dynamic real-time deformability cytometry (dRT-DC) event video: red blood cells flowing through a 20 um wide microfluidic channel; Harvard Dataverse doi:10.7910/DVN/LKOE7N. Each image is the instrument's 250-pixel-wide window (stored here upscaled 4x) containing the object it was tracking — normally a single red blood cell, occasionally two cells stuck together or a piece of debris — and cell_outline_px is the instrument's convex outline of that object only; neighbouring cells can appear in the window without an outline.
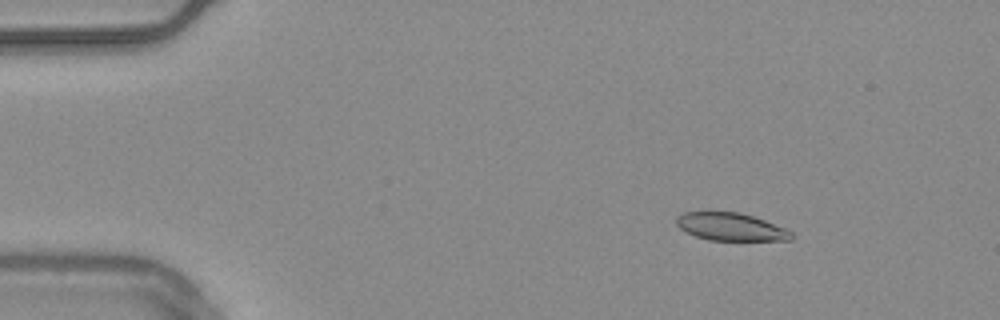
{"species": "common noctule bat (a hibernating species)", "species_latin": "Nyctalus noctula", "temperature_condition": "warm", "stored_images_in_passage": 54, "camera_frame_rate_fps": 3000, "um_per_image_px": 0.085, "animal": {"sex": "male", "body_mass_g": 20.4}, "frame": {"image": 1, "passage_image": 7, "time_ms": 2.0, "image_size_px": [1000, 320], "cell_outline_px": [[792, 240], [708, 240], [696, 236], [680, 228], [676, 224], [676, 216], [684, 212], [708, 208], [740, 212], [764, 220], [784, 228], [792, 232]], "centroid_in_image_um": [62.02, 19.22], "position_along_channel_um": 23.0, "area_um2": 19.19}}
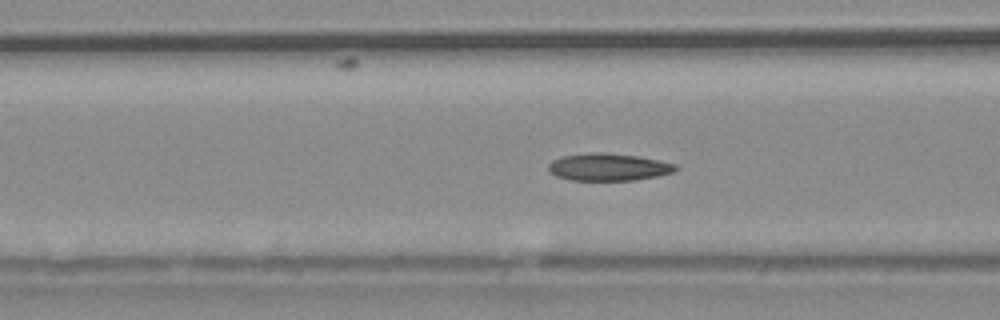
{"frame": {"image": 2, "passage_image": 21, "time_ms": 6.667, "image_size_px": [1000, 320], "cell_outline_px": [[680, 168], [672, 172], [656, 176], [636, 180], [572, 180], [556, 176], [548, 172], [548, 164], [552, 160], [564, 156], [592, 152], [604, 152], [636, 156], [676, 164]], "centroid_in_image_um": [51.69, 14.2], "position_along_channel_um": 114.9, "area_um2": 20.17}}
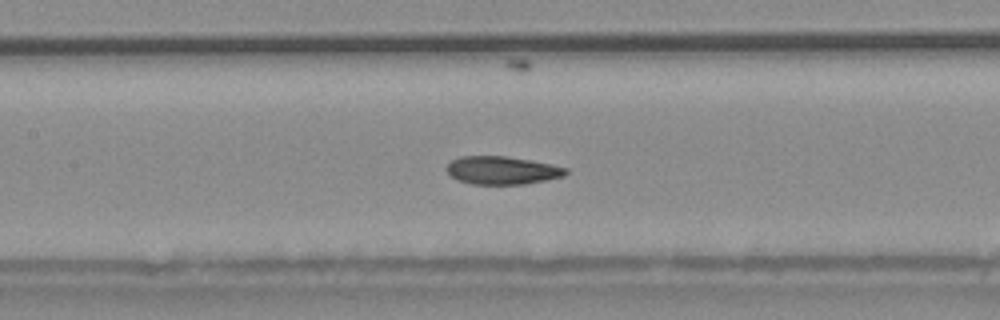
{"frame": {"image": 3, "passage_image": 25, "time_ms": 8.0, "image_size_px": [1000, 320], "cell_outline_px": [[568, 172], [564, 176], [548, 180], [524, 184], [472, 184], [456, 180], [444, 168], [452, 160], [460, 156], [504, 156], [532, 160], [568, 168]], "centroid_in_image_um": [42.68, 14.48], "position_along_channel_um": 164.7, "area_um2": 19.59}, "authors_computed_cell_mechanics": {"area_um2": 19.8254, "velocity_mm_per_s": 3.7209, "shape_relaxation_time_tau1_ms": 8.5762, "shape_relaxation_time_tau2_ms": 3.2005, "deformation_change_tau1": 0.1799, "deformation_change_tau2": 0.0875}}